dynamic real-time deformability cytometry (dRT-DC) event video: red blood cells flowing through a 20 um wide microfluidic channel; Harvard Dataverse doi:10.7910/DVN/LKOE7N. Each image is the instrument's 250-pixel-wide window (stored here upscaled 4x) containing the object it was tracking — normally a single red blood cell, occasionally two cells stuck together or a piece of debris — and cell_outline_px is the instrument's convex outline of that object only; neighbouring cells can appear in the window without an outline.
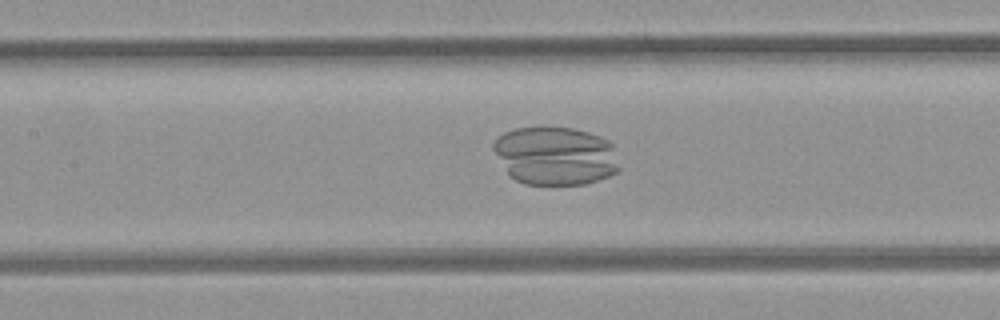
{"species": "common noctule bat (a hibernating species)", "species_latin": "Nyctalus noctula", "temperature_condition": "room temperature", "stored_images_in_passage": 37, "camera_frame_rate_fps": 3000, "um_per_image_px": 0.085, "animal": {"sex": "female", "body_mass_g": 21.9}, "frame": {"image": 1, "passage_image": 23, "time_ms": 7.333, "image_size_px": [1000, 320], "cell_outline_px": [[620, 172], [584, 184], [524, 184], [508, 176], [492, 148], [492, 144], [504, 132], [516, 128], [572, 128], [588, 132], [600, 136], [608, 140], [612, 144], [620, 168]], "centroid_in_image_um": [47.2, 13.26], "position_along_channel_um": 160.2, "area_um2": 42.83}}
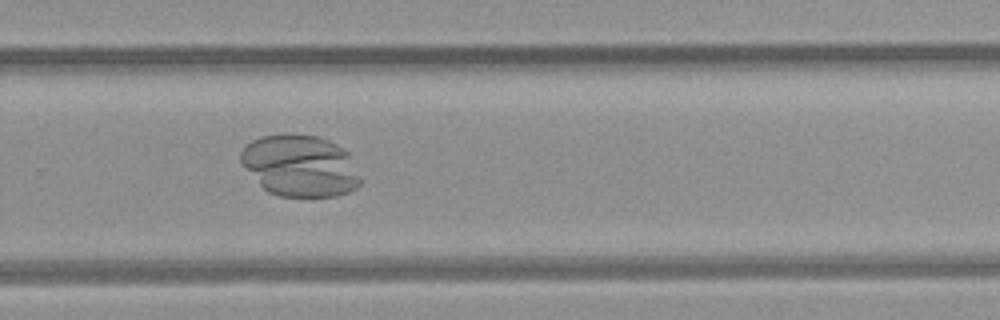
{"frame": {"image": 2, "passage_image": 34, "time_ms": 11.0, "image_size_px": [1000, 320], "cell_outline_px": [[364, 180], [356, 188], [348, 192], [336, 196], [280, 196], [268, 192], [260, 184], [240, 160], [240, 152], [252, 140], [260, 136], [284, 132], [320, 136], [344, 148], [348, 152]], "centroid_in_image_um": [25.56, 14.06], "position_along_channel_um": 304.2, "area_um2": 43.41}}